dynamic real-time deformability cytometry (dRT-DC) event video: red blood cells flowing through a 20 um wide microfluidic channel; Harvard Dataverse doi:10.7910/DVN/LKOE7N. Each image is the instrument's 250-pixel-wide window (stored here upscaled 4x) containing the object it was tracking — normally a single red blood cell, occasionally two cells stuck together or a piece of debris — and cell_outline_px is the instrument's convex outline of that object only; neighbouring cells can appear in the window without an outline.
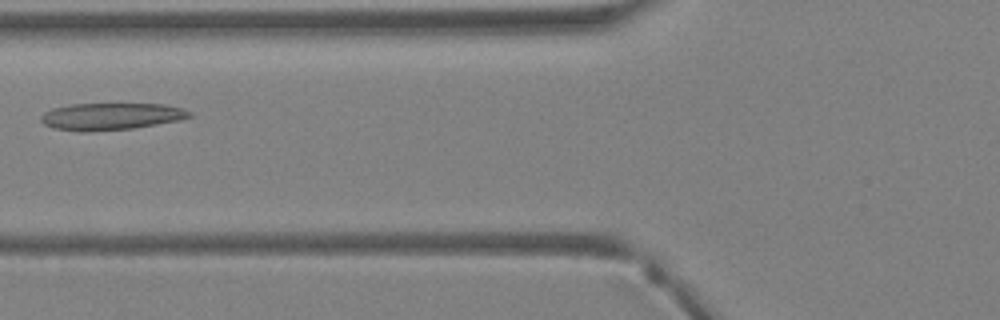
{"species": "Egyptian fruit bat (a non-hibernating species)", "species_latin": "Rousettus aegyptiacus", "temperature_condition": "warm", "stored_images_in_passage": 34, "camera_frame_rate_fps": 3000, "um_per_image_px": 0.085, "animal": {"sex": "female"}, "frame": {"image": 1, "passage_image": 11, "time_ms": 3.333, "image_size_px": [1000, 320], "cell_outline_px": [[192, 116], [180, 120], [132, 128], [84, 132], [80, 132], [52, 128], [44, 124], [40, 120], [40, 116], [44, 112], [52, 108], [72, 104], [164, 104], [184, 108], [192, 112]], "centroid_in_image_um": [9.42, 9.89], "position_along_channel_um": 116.4, "area_um2": 23.47}}
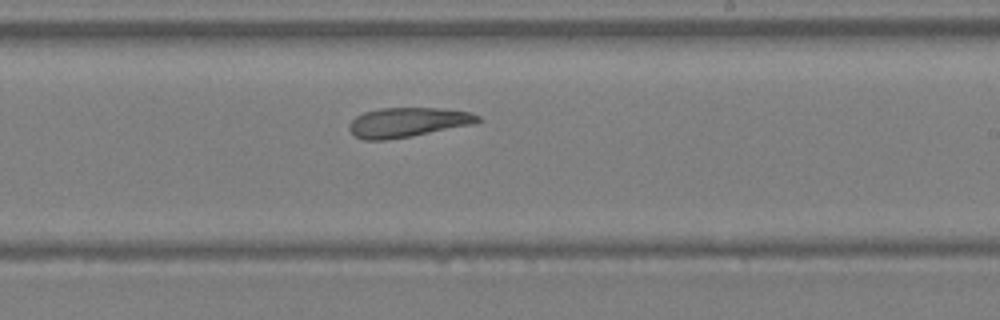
{"frame": {"image": 2, "passage_image": 19, "time_ms": 6.0, "image_size_px": [1000, 320], "cell_outline_px": [[480, 120], [476, 124], [412, 136], [388, 140], [364, 140], [356, 136], [348, 128], [348, 124], [356, 116], [364, 112], [380, 108], [444, 108], [472, 112], [480, 116]], "centroid_in_image_um": [34.69, 10.39], "position_along_channel_um": 254.3, "area_um2": 22.43}}
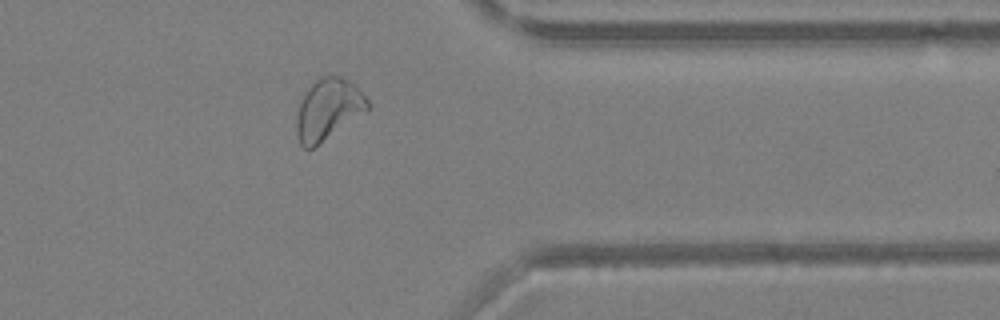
{"frame": {"image": 3, "passage_image": 27, "time_ms": 8.667, "image_size_px": [1000, 320], "cell_outline_px": [[372, 108], [312, 148], [304, 148], [300, 144], [296, 132], [296, 116], [300, 100], [304, 92], [312, 80], [320, 76], [340, 76], [356, 84], [372, 104]], "centroid_in_image_um": [27.9, 9.25], "position_along_channel_um": 383.5, "area_um2": 25.78}}